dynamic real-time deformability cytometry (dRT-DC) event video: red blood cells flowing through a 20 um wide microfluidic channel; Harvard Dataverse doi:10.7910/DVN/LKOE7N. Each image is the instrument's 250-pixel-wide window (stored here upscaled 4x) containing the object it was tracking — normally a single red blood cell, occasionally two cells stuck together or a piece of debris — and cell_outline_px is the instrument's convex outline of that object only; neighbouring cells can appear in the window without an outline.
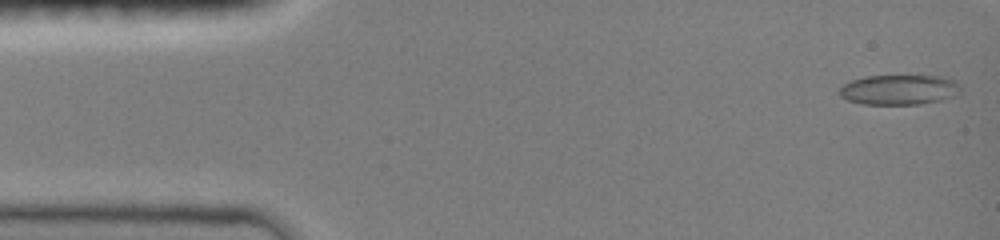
{"species": "common noctule bat (a hibernating species)", "species_latin": "Nyctalus noctula", "temperature_condition": "room temperature", "stored_images_in_passage": 41, "camera_frame_rate_fps": 3000, "um_per_image_px": 0.085, "animal": {"sex": "female", "body_mass_g": 19.0, "forearm_length_mm": 51.5}, "frame": {"image": 1, "passage_image": 1, "time_ms": 0.0, "image_size_px": [1000, 240], "cell_outline_px": [[960, 92], [952, 96], [940, 100], [920, 104], [864, 104], [848, 100], [840, 96], [836, 92], [844, 84], [852, 80], [864, 76], [948, 76], [956, 80], [960, 84]], "centroid_in_image_um": [76.43, 7.61], "position_along_channel_um": 8.6, "area_um2": 21.33}}
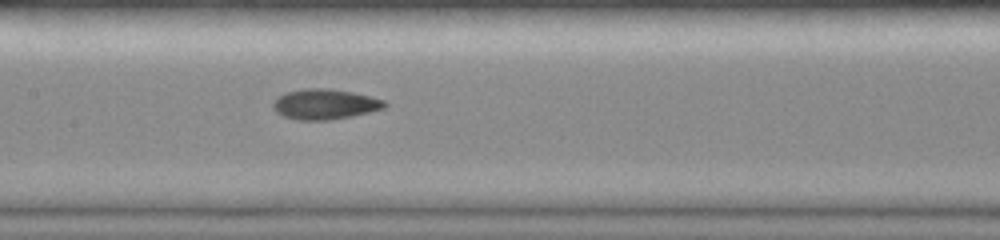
{"frame": {"image": 2, "passage_image": 22, "time_ms": 7.0, "image_size_px": [1000, 240], "cell_outline_px": [[388, 104], [384, 108], [352, 116], [328, 120], [300, 120], [284, 116], [276, 112], [272, 108], [272, 104], [280, 96], [288, 92], [304, 88], [328, 88], [352, 92], [384, 100]], "centroid_in_image_um": [27.61, 8.86], "position_along_channel_um": 179.8, "area_um2": 19.48}}
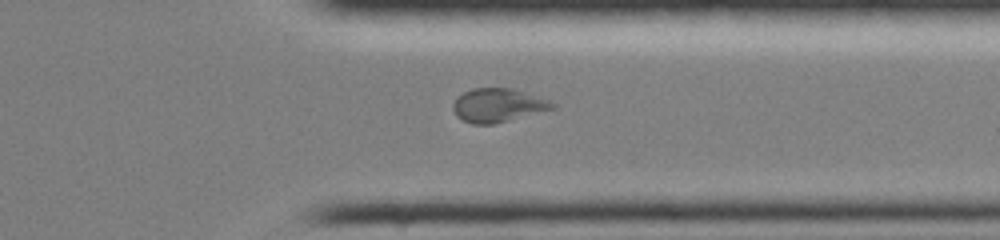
{"frame": {"image": 3, "passage_image": 36, "time_ms": 11.667, "image_size_px": [1000, 240], "cell_outline_px": [[556, 108], [492, 124], [472, 124], [456, 116], [452, 108], [452, 104], [456, 96], [472, 88], [512, 88], [548, 100], [556, 104]], "centroid_in_image_um": [42.28, 8.94], "position_along_channel_um": 369.1, "area_um2": 19.36}}